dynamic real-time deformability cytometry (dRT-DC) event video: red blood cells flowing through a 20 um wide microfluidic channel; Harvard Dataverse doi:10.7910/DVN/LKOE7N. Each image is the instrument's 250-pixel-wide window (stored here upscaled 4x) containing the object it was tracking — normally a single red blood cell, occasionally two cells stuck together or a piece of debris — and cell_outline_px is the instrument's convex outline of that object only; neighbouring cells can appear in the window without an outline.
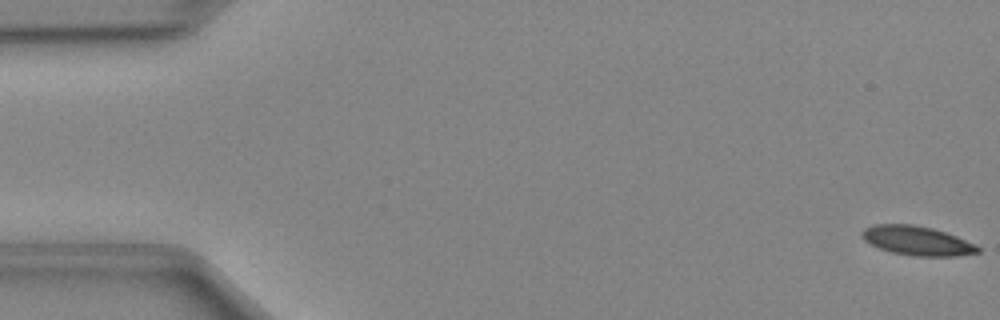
{"species": "Egyptian fruit bat (a non-hibernating species)", "species_latin": "Rousettus aegyptiacus", "temperature_condition": "cold", "stored_images_in_passage": 49, "camera_frame_rate_fps": 3000, "um_per_image_px": 0.085, "animal": {"sex": "female"}, "frame": {"image": 1, "passage_image": 1, "time_ms": 0.0, "image_size_px": [1000, 320], "cell_outline_px": [[980, 252], [956, 256], [916, 256], [892, 252], [880, 248], [864, 240], [860, 236], [860, 232], [864, 228], [872, 224], [912, 224], [932, 228], [956, 236], [976, 244], [980, 248]], "centroid_in_image_um": [77.93, 20.45], "position_along_channel_um": 7.1, "area_um2": 19.71}}
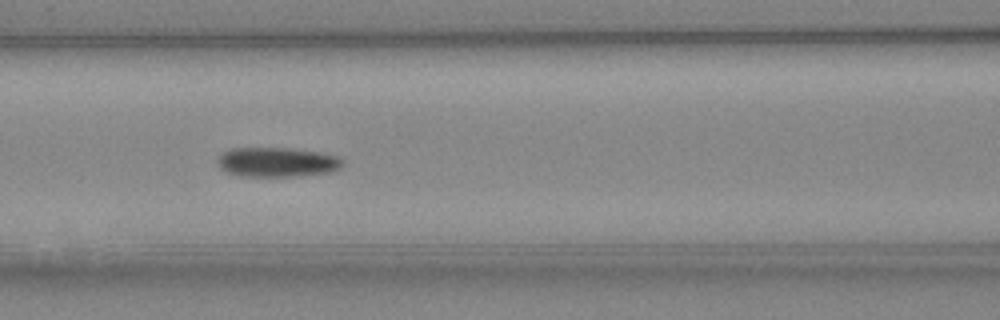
{"frame": {"image": 2, "passage_image": 21, "time_ms": 6.667, "image_size_px": [1000, 320], "cell_outline_px": [[344, 164], [340, 168], [332, 172], [296, 176], [240, 176], [228, 172], [220, 168], [216, 164], [216, 160], [228, 148], [292, 148], [320, 152], [340, 156], [344, 160]], "centroid_in_image_um": [23.58, 13.77], "position_along_channel_um": 143.0, "area_um2": 21.85}}
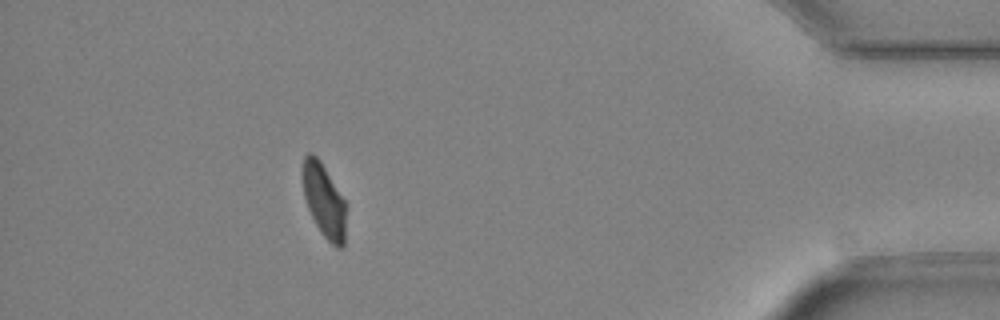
{"frame": {"image": 3, "passage_image": 44, "time_ms": 14.333, "image_size_px": [1000, 320], "cell_outline_px": [[344, 244], [340, 248], [336, 248], [320, 232], [308, 208], [304, 196], [300, 172], [304, 156], [308, 152], [312, 152], [320, 160], [344, 200]], "centroid_in_image_um": [27.47, 16.98], "position_along_channel_um": 407.7, "area_um2": 18.44}}